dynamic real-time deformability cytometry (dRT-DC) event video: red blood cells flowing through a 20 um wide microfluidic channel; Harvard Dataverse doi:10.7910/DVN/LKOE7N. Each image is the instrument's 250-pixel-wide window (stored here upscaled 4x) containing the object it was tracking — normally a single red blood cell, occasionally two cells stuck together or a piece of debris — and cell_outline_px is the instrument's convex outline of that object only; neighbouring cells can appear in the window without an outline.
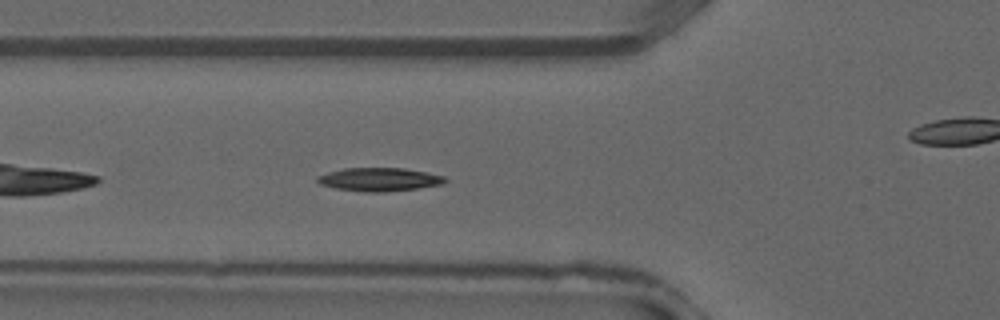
{"species": "common noctule bat (a hibernating species)", "species_latin": "Nyctalus noctula", "temperature_condition": "warm", "stored_images_in_passage": 21, "camera_frame_rate_fps": 3000, "um_per_image_px": 0.085, "animal": {"sex": "male", "forearm_length_mm": 52.5}, "frame": {"image": 1, "passage_image": 4, "time_ms": 1.0, "image_size_px": [1000, 320], "cell_outline_px": [[448, 180], [444, 184], [416, 188], [384, 192], [364, 192], [336, 188], [320, 184], [316, 180], [316, 176], [328, 172], [344, 168], [404, 168], [444, 176]], "centroid_in_image_um": [32.22, 15.25], "position_along_channel_um": 93.6, "area_um2": 17.34}}